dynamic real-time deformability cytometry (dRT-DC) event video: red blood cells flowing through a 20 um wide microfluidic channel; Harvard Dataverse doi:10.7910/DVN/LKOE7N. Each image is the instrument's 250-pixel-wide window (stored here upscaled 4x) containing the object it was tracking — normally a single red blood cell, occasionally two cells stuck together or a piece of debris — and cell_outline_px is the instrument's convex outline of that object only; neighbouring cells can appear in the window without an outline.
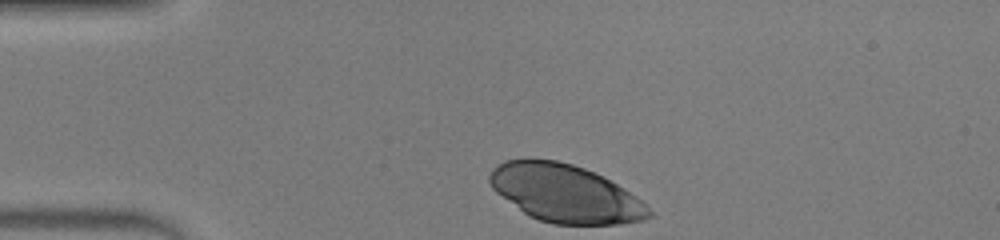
{"species": "human", "species_latin": "Homo sapiens", "temperature_condition": "warm", "stored_images_in_passage": 33, "camera_frame_rate_fps": 3000, "um_per_image_px": 0.085, "donor": {"sex": "male"}, "frame": {"image": 1, "passage_image": 1, "time_ms": 0.0, "image_size_px": [1000, 240], "cell_outline_px": [[656, 216], [644, 220], [620, 224], [552, 224], [528, 216], [496, 192], [492, 188], [488, 180], [488, 176], [492, 168], [504, 160], [524, 156], [528, 156], [556, 160], [572, 164], [584, 168], [616, 184], [636, 196]], "centroid_in_image_um": [47.98, 16.41], "position_along_channel_um": 37.0, "area_um2": 54.04}}